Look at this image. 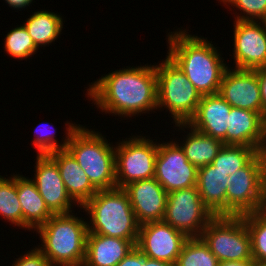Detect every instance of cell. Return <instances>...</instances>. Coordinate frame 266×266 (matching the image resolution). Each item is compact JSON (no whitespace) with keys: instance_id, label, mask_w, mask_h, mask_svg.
<instances>
[{"instance_id":"7c38bea8","label":"cell","mask_w":266,"mask_h":266,"mask_svg":"<svg viewBox=\"0 0 266 266\" xmlns=\"http://www.w3.org/2000/svg\"><path fill=\"white\" fill-rule=\"evenodd\" d=\"M188 237L164 221L140 225L136 247L144 256L175 264Z\"/></svg>"},{"instance_id":"3957f363","label":"cell","mask_w":266,"mask_h":266,"mask_svg":"<svg viewBox=\"0 0 266 266\" xmlns=\"http://www.w3.org/2000/svg\"><path fill=\"white\" fill-rule=\"evenodd\" d=\"M81 219L70 213L53 214L46 223L36 229L43 243V247L38 249L52 266L83 265L88 223Z\"/></svg>"},{"instance_id":"f1b7e54d","label":"cell","mask_w":266,"mask_h":266,"mask_svg":"<svg viewBox=\"0 0 266 266\" xmlns=\"http://www.w3.org/2000/svg\"><path fill=\"white\" fill-rule=\"evenodd\" d=\"M4 44L5 51L19 59H27L38 50L24 25L12 29L6 35Z\"/></svg>"},{"instance_id":"7a4b0ae2","label":"cell","mask_w":266,"mask_h":266,"mask_svg":"<svg viewBox=\"0 0 266 266\" xmlns=\"http://www.w3.org/2000/svg\"><path fill=\"white\" fill-rule=\"evenodd\" d=\"M186 31L169 34L168 57L181 69L201 96L218 94L228 68L213 44Z\"/></svg>"},{"instance_id":"5b68a950","label":"cell","mask_w":266,"mask_h":266,"mask_svg":"<svg viewBox=\"0 0 266 266\" xmlns=\"http://www.w3.org/2000/svg\"><path fill=\"white\" fill-rule=\"evenodd\" d=\"M67 150L97 190L116 187L115 147L101 134L79 125L70 136Z\"/></svg>"},{"instance_id":"e0dca14e","label":"cell","mask_w":266,"mask_h":266,"mask_svg":"<svg viewBox=\"0 0 266 266\" xmlns=\"http://www.w3.org/2000/svg\"><path fill=\"white\" fill-rule=\"evenodd\" d=\"M231 106L219 94L201 97L194 116L188 123H177L176 127H192L196 131L220 140L226 145L228 117ZM181 126V127H180Z\"/></svg>"},{"instance_id":"8d00e7d4","label":"cell","mask_w":266,"mask_h":266,"mask_svg":"<svg viewBox=\"0 0 266 266\" xmlns=\"http://www.w3.org/2000/svg\"><path fill=\"white\" fill-rule=\"evenodd\" d=\"M9 6L14 9L25 8V6H29L33 0H5Z\"/></svg>"},{"instance_id":"44dd1931","label":"cell","mask_w":266,"mask_h":266,"mask_svg":"<svg viewBox=\"0 0 266 266\" xmlns=\"http://www.w3.org/2000/svg\"><path fill=\"white\" fill-rule=\"evenodd\" d=\"M229 176L212 164L198 169L196 187L204 205L214 216L226 215V191Z\"/></svg>"},{"instance_id":"52a82bcc","label":"cell","mask_w":266,"mask_h":266,"mask_svg":"<svg viewBox=\"0 0 266 266\" xmlns=\"http://www.w3.org/2000/svg\"><path fill=\"white\" fill-rule=\"evenodd\" d=\"M200 238L219 262L253 260L251 238L243 216H214Z\"/></svg>"},{"instance_id":"f35d334b","label":"cell","mask_w":266,"mask_h":266,"mask_svg":"<svg viewBox=\"0 0 266 266\" xmlns=\"http://www.w3.org/2000/svg\"><path fill=\"white\" fill-rule=\"evenodd\" d=\"M254 266H266V261H255Z\"/></svg>"},{"instance_id":"2e32d148","label":"cell","mask_w":266,"mask_h":266,"mask_svg":"<svg viewBox=\"0 0 266 266\" xmlns=\"http://www.w3.org/2000/svg\"><path fill=\"white\" fill-rule=\"evenodd\" d=\"M35 183L39 194L53 214L72 213L71 197L68 195L56 162L49 155H38Z\"/></svg>"},{"instance_id":"277c9868","label":"cell","mask_w":266,"mask_h":266,"mask_svg":"<svg viewBox=\"0 0 266 266\" xmlns=\"http://www.w3.org/2000/svg\"><path fill=\"white\" fill-rule=\"evenodd\" d=\"M82 207L91 217L88 233L138 240L140 224L123 188L98 190Z\"/></svg>"},{"instance_id":"1f68e13d","label":"cell","mask_w":266,"mask_h":266,"mask_svg":"<svg viewBox=\"0 0 266 266\" xmlns=\"http://www.w3.org/2000/svg\"><path fill=\"white\" fill-rule=\"evenodd\" d=\"M12 266H52L45 255L36 247L20 256Z\"/></svg>"},{"instance_id":"ffe728a7","label":"cell","mask_w":266,"mask_h":266,"mask_svg":"<svg viewBox=\"0 0 266 266\" xmlns=\"http://www.w3.org/2000/svg\"><path fill=\"white\" fill-rule=\"evenodd\" d=\"M137 240H125L88 233L82 266H116L136 246Z\"/></svg>"},{"instance_id":"836d02e7","label":"cell","mask_w":266,"mask_h":266,"mask_svg":"<svg viewBox=\"0 0 266 266\" xmlns=\"http://www.w3.org/2000/svg\"><path fill=\"white\" fill-rule=\"evenodd\" d=\"M258 82L261 92V100L263 106V117L266 119V68L256 69Z\"/></svg>"},{"instance_id":"484cf974","label":"cell","mask_w":266,"mask_h":266,"mask_svg":"<svg viewBox=\"0 0 266 266\" xmlns=\"http://www.w3.org/2000/svg\"><path fill=\"white\" fill-rule=\"evenodd\" d=\"M219 261L200 237L188 238L175 266H218Z\"/></svg>"},{"instance_id":"4316f807","label":"cell","mask_w":266,"mask_h":266,"mask_svg":"<svg viewBox=\"0 0 266 266\" xmlns=\"http://www.w3.org/2000/svg\"><path fill=\"white\" fill-rule=\"evenodd\" d=\"M0 215L23 228L21 204L17 195L16 175L6 179L0 176Z\"/></svg>"},{"instance_id":"74e56055","label":"cell","mask_w":266,"mask_h":266,"mask_svg":"<svg viewBox=\"0 0 266 266\" xmlns=\"http://www.w3.org/2000/svg\"><path fill=\"white\" fill-rule=\"evenodd\" d=\"M260 154L262 157L263 162V177H264V184H266V147L260 150Z\"/></svg>"},{"instance_id":"9a60e30c","label":"cell","mask_w":266,"mask_h":266,"mask_svg":"<svg viewBox=\"0 0 266 266\" xmlns=\"http://www.w3.org/2000/svg\"><path fill=\"white\" fill-rule=\"evenodd\" d=\"M123 189L140 225L163 221L168 193L154 177L131 182Z\"/></svg>"},{"instance_id":"d6a6232c","label":"cell","mask_w":266,"mask_h":266,"mask_svg":"<svg viewBox=\"0 0 266 266\" xmlns=\"http://www.w3.org/2000/svg\"><path fill=\"white\" fill-rule=\"evenodd\" d=\"M116 266H144V254L135 246Z\"/></svg>"},{"instance_id":"9c48e42d","label":"cell","mask_w":266,"mask_h":266,"mask_svg":"<svg viewBox=\"0 0 266 266\" xmlns=\"http://www.w3.org/2000/svg\"><path fill=\"white\" fill-rule=\"evenodd\" d=\"M138 137L134 136L129 141L124 140L115 148L116 187L118 188L155 176V160L159 144L145 137Z\"/></svg>"},{"instance_id":"ba28073f","label":"cell","mask_w":266,"mask_h":266,"mask_svg":"<svg viewBox=\"0 0 266 266\" xmlns=\"http://www.w3.org/2000/svg\"><path fill=\"white\" fill-rule=\"evenodd\" d=\"M226 215L242 216L265 208L263 162L260 152L228 179Z\"/></svg>"},{"instance_id":"e575fe53","label":"cell","mask_w":266,"mask_h":266,"mask_svg":"<svg viewBox=\"0 0 266 266\" xmlns=\"http://www.w3.org/2000/svg\"><path fill=\"white\" fill-rule=\"evenodd\" d=\"M254 260L221 261L218 266H254Z\"/></svg>"},{"instance_id":"cb8c5ba5","label":"cell","mask_w":266,"mask_h":266,"mask_svg":"<svg viewBox=\"0 0 266 266\" xmlns=\"http://www.w3.org/2000/svg\"><path fill=\"white\" fill-rule=\"evenodd\" d=\"M32 38L35 46L47 45L55 41L62 28L63 21L60 15L48 11L34 12L23 24Z\"/></svg>"},{"instance_id":"83f0119b","label":"cell","mask_w":266,"mask_h":266,"mask_svg":"<svg viewBox=\"0 0 266 266\" xmlns=\"http://www.w3.org/2000/svg\"><path fill=\"white\" fill-rule=\"evenodd\" d=\"M251 238L254 261H266V209L242 215Z\"/></svg>"},{"instance_id":"4dcf8cb0","label":"cell","mask_w":266,"mask_h":266,"mask_svg":"<svg viewBox=\"0 0 266 266\" xmlns=\"http://www.w3.org/2000/svg\"><path fill=\"white\" fill-rule=\"evenodd\" d=\"M68 126H69L67 128V131L68 132L66 133L67 134L66 135L67 137L64 140V142L62 144H59V145L57 143V140L54 139V137H53L54 135H52V133H48V132L45 131V133H43L44 135L43 134H40L41 136L40 135L39 136L38 135L35 136L36 138L33 140V145L38 150V153L37 154L38 155H48L49 153H52L54 151L67 149L70 136L73 133V131L78 127L77 125H74L72 123H69Z\"/></svg>"},{"instance_id":"8fae6325","label":"cell","mask_w":266,"mask_h":266,"mask_svg":"<svg viewBox=\"0 0 266 266\" xmlns=\"http://www.w3.org/2000/svg\"><path fill=\"white\" fill-rule=\"evenodd\" d=\"M177 142L161 143L155 160L154 178L169 193L196 186L198 169L191 164Z\"/></svg>"},{"instance_id":"6da1fadb","label":"cell","mask_w":266,"mask_h":266,"mask_svg":"<svg viewBox=\"0 0 266 266\" xmlns=\"http://www.w3.org/2000/svg\"><path fill=\"white\" fill-rule=\"evenodd\" d=\"M87 91L94 104L103 112L132 117L137 113L155 110L157 109L155 66L145 65L116 70L95 81Z\"/></svg>"},{"instance_id":"603a6c76","label":"cell","mask_w":266,"mask_h":266,"mask_svg":"<svg viewBox=\"0 0 266 266\" xmlns=\"http://www.w3.org/2000/svg\"><path fill=\"white\" fill-rule=\"evenodd\" d=\"M187 135L186 141L181 145L187 160L197 169L211 164L224 143L211 136L196 131L192 127Z\"/></svg>"},{"instance_id":"5bb4252c","label":"cell","mask_w":266,"mask_h":266,"mask_svg":"<svg viewBox=\"0 0 266 266\" xmlns=\"http://www.w3.org/2000/svg\"><path fill=\"white\" fill-rule=\"evenodd\" d=\"M231 107L255 111L263 116L256 70L226 69L218 93Z\"/></svg>"},{"instance_id":"30bf717a","label":"cell","mask_w":266,"mask_h":266,"mask_svg":"<svg viewBox=\"0 0 266 266\" xmlns=\"http://www.w3.org/2000/svg\"><path fill=\"white\" fill-rule=\"evenodd\" d=\"M213 217L196 186L168 193L163 221L183 232L188 238L200 237Z\"/></svg>"},{"instance_id":"7402d4cb","label":"cell","mask_w":266,"mask_h":266,"mask_svg":"<svg viewBox=\"0 0 266 266\" xmlns=\"http://www.w3.org/2000/svg\"><path fill=\"white\" fill-rule=\"evenodd\" d=\"M16 188L22 208L23 228L37 229L46 223L53 213L46 206L35 183L31 179L16 175Z\"/></svg>"},{"instance_id":"ac0fdd59","label":"cell","mask_w":266,"mask_h":266,"mask_svg":"<svg viewBox=\"0 0 266 266\" xmlns=\"http://www.w3.org/2000/svg\"><path fill=\"white\" fill-rule=\"evenodd\" d=\"M226 145H244L260 152L266 145V119L258 112L231 107Z\"/></svg>"},{"instance_id":"ab89813d","label":"cell","mask_w":266,"mask_h":266,"mask_svg":"<svg viewBox=\"0 0 266 266\" xmlns=\"http://www.w3.org/2000/svg\"><path fill=\"white\" fill-rule=\"evenodd\" d=\"M264 192H265V195H266V184H264ZM265 206H266V202H265Z\"/></svg>"},{"instance_id":"4fadbf2b","label":"cell","mask_w":266,"mask_h":266,"mask_svg":"<svg viewBox=\"0 0 266 266\" xmlns=\"http://www.w3.org/2000/svg\"><path fill=\"white\" fill-rule=\"evenodd\" d=\"M234 27L233 55L236 69L266 68V26L264 21L258 23V20H235Z\"/></svg>"},{"instance_id":"d4e9b609","label":"cell","mask_w":266,"mask_h":266,"mask_svg":"<svg viewBox=\"0 0 266 266\" xmlns=\"http://www.w3.org/2000/svg\"><path fill=\"white\" fill-rule=\"evenodd\" d=\"M258 153L257 149L244 145H224L211 164L230 176L245 167Z\"/></svg>"},{"instance_id":"d6986e66","label":"cell","mask_w":266,"mask_h":266,"mask_svg":"<svg viewBox=\"0 0 266 266\" xmlns=\"http://www.w3.org/2000/svg\"><path fill=\"white\" fill-rule=\"evenodd\" d=\"M48 155L56 162L68 195L82 207L98 190L91 184L84 170L67 149L54 151Z\"/></svg>"},{"instance_id":"f546056e","label":"cell","mask_w":266,"mask_h":266,"mask_svg":"<svg viewBox=\"0 0 266 266\" xmlns=\"http://www.w3.org/2000/svg\"><path fill=\"white\" fill-rule=\"evenodd\" d=\"M224 4H231L243 11L244 15L237 16L236 20H266V0H221ZM246 14V16H245Z\"/></svg>"},{"instance_id":"d590c367","label":"cell","mask_w":266,"mask_h":266,"mask_svg":"<svg viewBox=\"0 0 266 266\" xmlns=\"http://www.w3.org/2000/svg\"><path fill=\"white\" fill-rule=\"evenodd\" d=\"M144 266H175V264L144 256Z\"/></svg>"},{"instance_id":"8992f818","label":"cell","mask_w":266,"mask_h":266,"mask_svg":"<svg viewBox=\"0 0 266 266\" xmlns=\"http://www.w3.org/2000/svg\"><path fill=\"white\" fill-rule=\"evenodd\" d=\"M155 71L157 107H166L175 124L188 123L194 116L202 96L168 56L155 66Z\"/></svg>"}]
</instances>
